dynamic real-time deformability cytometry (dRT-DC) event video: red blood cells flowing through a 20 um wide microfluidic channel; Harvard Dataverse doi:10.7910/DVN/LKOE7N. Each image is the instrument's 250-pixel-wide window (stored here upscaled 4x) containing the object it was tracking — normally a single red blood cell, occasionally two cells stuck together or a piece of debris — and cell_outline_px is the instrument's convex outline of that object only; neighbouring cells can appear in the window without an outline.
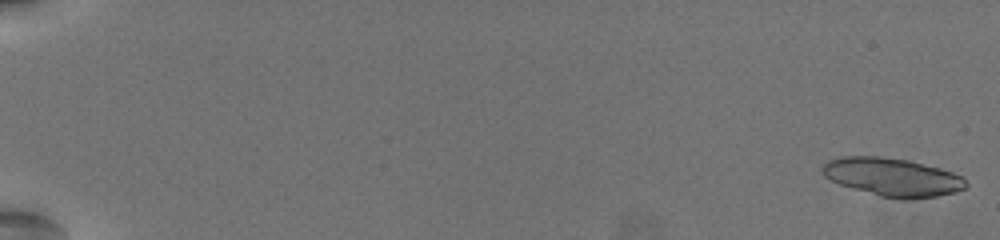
{"species": "common noctule bat (a hibernating species)", "species_latin": "Nyctalus noctula", "temperature_condition": "warm", "stored_images_in_passage": 26, "camera_frame_rate_fps": 3000, "um_per_image_px": 0.085, "animal": {"sex": "female", "body_mass_g": 19.5, "forearm_length_mm": 54.1}, "frame": {"image": 1, "passage_image": 2, "time_ms": 0.333, "image_size_px": [1000, 240], "cell_outline_px": [[968, 184], [964, 188], [956, 192], [936, 196], [904, 200], [900, 200], [880, 196], [840, 184], [824, 176], [820, 172], [820, 168], [828, 160], [840, 156], [880, 156], [908, 160], [940, 168], [952, 172], [960, 176]], "centroid_in_image_um": [75.83, 15.05], "position_along_channel_um": 9.2, "area_um2": 31.96}}
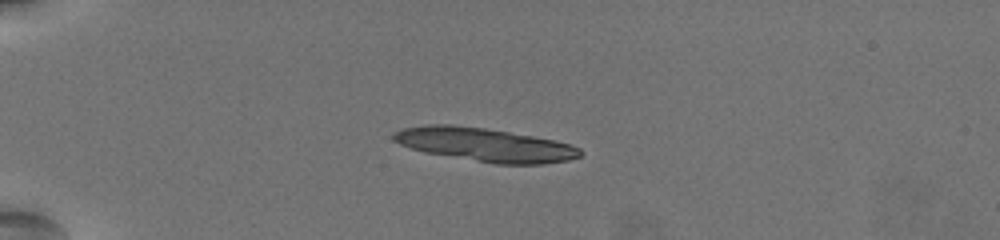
{"frame": {"image": 2, "passage_image": 19, "time_ms": 6.0, "image_size_px": [1000, 240], "cell_outline_px": [[584, 152], [580, 156], [568, 160], [544, 164], [496, 164], [424, 152], [400, 144], [392, 140], [392, 136], [396, 132], [404, 128], [424, 124], [452, 124], [484, 128], [532, 136], [552, 140], [568, 144], [580, 148]], "centroid_in_image_um": [41.21, 12.3], "position_along_channel_um": 43.8, "area_um2": 36.24}}